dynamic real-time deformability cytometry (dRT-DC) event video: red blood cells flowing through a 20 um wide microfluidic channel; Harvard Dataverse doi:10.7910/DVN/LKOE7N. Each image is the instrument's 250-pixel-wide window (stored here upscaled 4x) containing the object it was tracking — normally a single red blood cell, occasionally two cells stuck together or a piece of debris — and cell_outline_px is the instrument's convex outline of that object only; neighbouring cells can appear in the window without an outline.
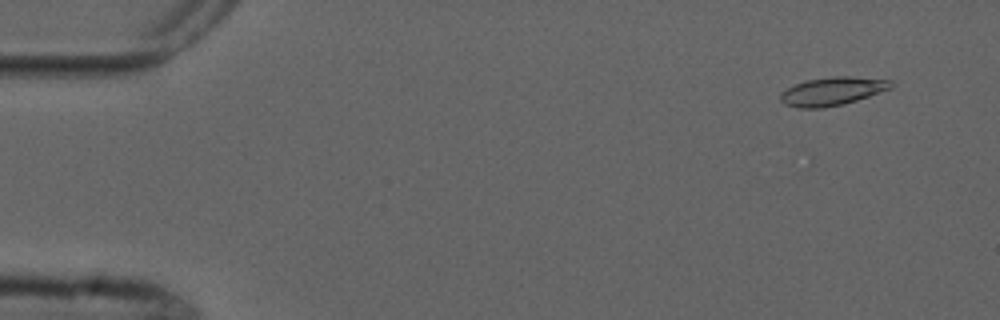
{"species": "common noctule bat (a hibernating species)", "species_latin": "Nyctalus noctula", "temperature_condition": "cold", "stored_images_in_passage": 4, "camera_frame_rate_fps": 3000, "um_per_image_px": 0.085, "animal": {"sex": "male", "forearm_length_mm": 52.5}, "frame": {"image": 1, "passage_image": 2, "time_ms": 1.0, "image_size_px": [1000, 320], "cell_outline_px": [[892, 88], [844, 104], [824, 108], [796, 108], [784, 104], [780, 100], [780, 92], [804, 80], [832, 76], [848, 76], [892, 80]], "centroid_in_image_um": [70.71, 7.76], "position_along_channel_um": 14.3, "area_um2": 18.32}}